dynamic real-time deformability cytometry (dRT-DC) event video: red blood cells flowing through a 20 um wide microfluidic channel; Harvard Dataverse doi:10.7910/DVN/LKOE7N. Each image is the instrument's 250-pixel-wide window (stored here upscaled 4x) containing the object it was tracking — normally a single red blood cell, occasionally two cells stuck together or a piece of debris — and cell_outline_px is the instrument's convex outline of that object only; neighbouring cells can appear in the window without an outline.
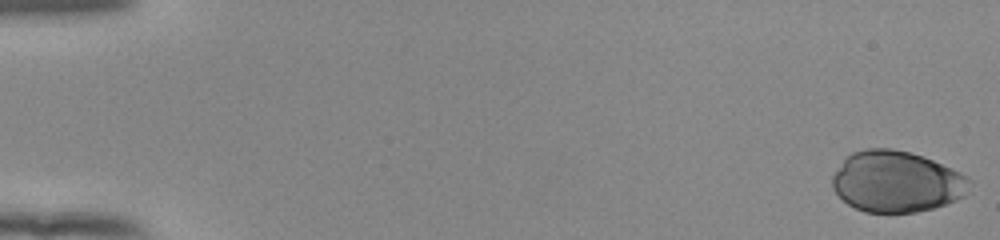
{"species": "human", "species_latin": "Homo sapiens", "temperature_condition": "room temperature", "stored_images_in_passage": 54, "camera_frame_rate_fps": 3000, "um_per_image_px": 0.085, "donor": {"sex": "female"}, "frame": {"image": 1, "passage_image": 1, "time_ms": 0.0, "image_size_px": [1000, 240], "cell_outline_px": [[968, 180], [964, 196], [956, 200], [932, 208], [916, 212], [864, 212], [848, 204], [832, 188], [832, 176], [844, 160], [852, 152], [868, 148], [892, 148], [908, 152], [932, 160], [960, 172]], "centroid_in_image_um": [76.16, 15.44], "position_along_channel_um": 8.8, "area_um2": 48.15}}
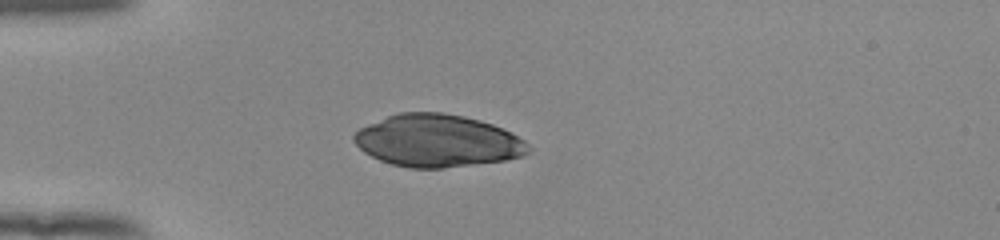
{"frame": {"image": 2, "passage_image": 16, "time_ms": 5.0, "image_size_px": [1000, 240], "cell_outline_px": [[532, 148], [524, 156], [504, 160], [444, 168], [408, 168], [392, 164], [380, 160], [364, 152], [352, 140], [352, 136], [360, 128], [368, 124], [388, 116], [400, 112], [444, 112], [464, 116], [480, 120], [492, 124], [524, 140]], "centroid_in_image_um": [37.17, 11.97], "position_along_channel_um": 47.8, "area_um2": 53.06}}
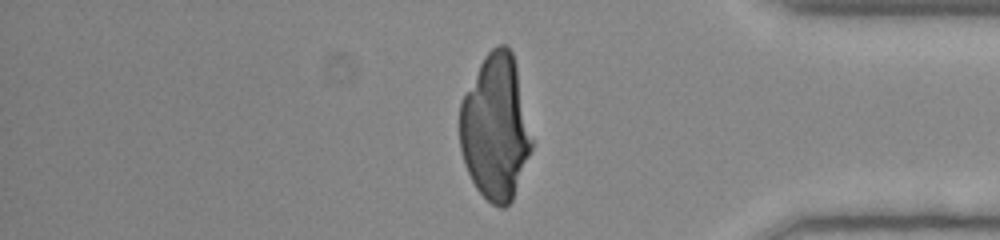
{"frame": {"image": 3, "passage_image": 46, "time_ms": 15.0, "image_size_px": [1000, 240], "cell_outline_px": [[532, 148], [512, 200], [504, 208], [500, 208], [492, 204], [476, 188], [464, 164], [460, 148], [460, 100], [484, 56], [492, 48], [500, 44], [508, 44], [512, 52], [516, 68], [532, 140]], "centroid_in_image_um": [42.09, 10.84], "position_along_channel_um": 393.1, "area_um2": 60.4}}